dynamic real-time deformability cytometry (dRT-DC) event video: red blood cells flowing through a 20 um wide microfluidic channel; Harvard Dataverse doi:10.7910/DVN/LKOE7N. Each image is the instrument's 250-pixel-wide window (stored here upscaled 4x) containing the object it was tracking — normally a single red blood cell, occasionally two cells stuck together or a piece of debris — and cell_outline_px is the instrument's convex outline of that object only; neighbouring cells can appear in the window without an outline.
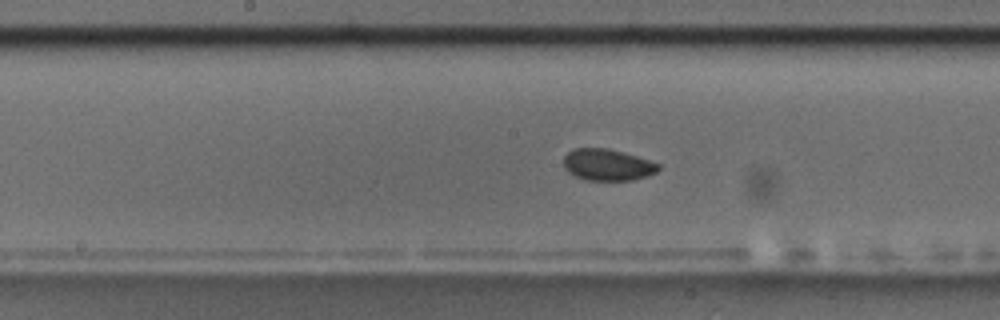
{"species": "common noctule bat (a hibernating species)", "species_latin": "Nyctalus noctula", "temperature_condition": "room temperature", "stored_images_in_passage": 42, "camera_frame_rate_fps": 3000, "um_per_image_px": 0.085, "animal": {"sex": "male", "body_mass_g": 17.5, "forearm_length_mm": 52.3}, "frame": {"image": 1, "passage_image": 13, "time_ms": 4.0, "image_size_px": [1000, 320], "cell_outline_px": [[660, 168], [656, 172], [648, 176], [632, 180], [584, 180], [568, 172], [564, 168], [564, 156], [568, 152], [576, 148], [608, 148], [636, 156], [660, 164]], "centroid_in_image_um": [51.63, 14.01], "position_along_channel_um": 196.6, "area_um2": 17.4}, "authors_computed_cell_mechanics": {"area_um2": 17.7446, "velocity_mm_per_s": 3.4821, "shape_relaxation_time_tau1_ms": 7.2717, "shape_relaxation_time_tau2_ms": null, "deformation_change_tau1": 0.0452, "deformation_change_tau2": null}}